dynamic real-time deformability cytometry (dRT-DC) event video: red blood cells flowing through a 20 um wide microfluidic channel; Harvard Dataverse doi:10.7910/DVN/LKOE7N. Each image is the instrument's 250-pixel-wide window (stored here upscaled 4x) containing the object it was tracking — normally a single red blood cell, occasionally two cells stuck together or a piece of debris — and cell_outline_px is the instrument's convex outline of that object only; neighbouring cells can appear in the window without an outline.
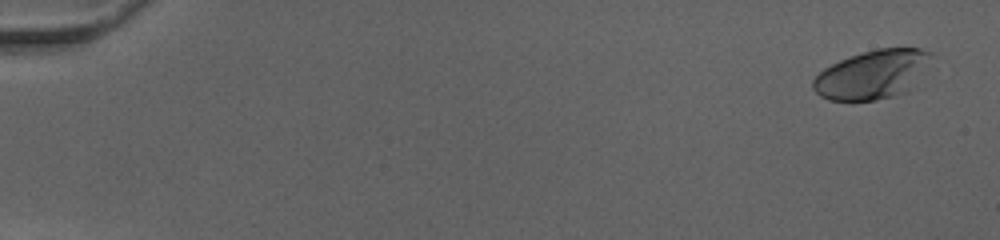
{"species": "human", "species_latin": "Homo sapiens", "temperature_condition": "cold", "stored_images_in_passage": 53, "camera_frame_rate_fps": 3000, "um_per_image_px": 0.085, "donor": {"sex": "female"}, "frame": {"image": 1, "passage_image": 3, "time_ms": 0.667, "image_size_px": [1000, 240], "cell_outline_px": [[932, 56], [928, 68], [908, 92], [876, 100], [828, 100], [820, 96], [812, 88], [812, 80], [824, 68], [840, 60], [876, 48], [920, 48], [932, 52]], "centroid_in_image_um": [74.18, 6.33], "position_along_channel_um": 10.8, "area_um2": 33.76}}
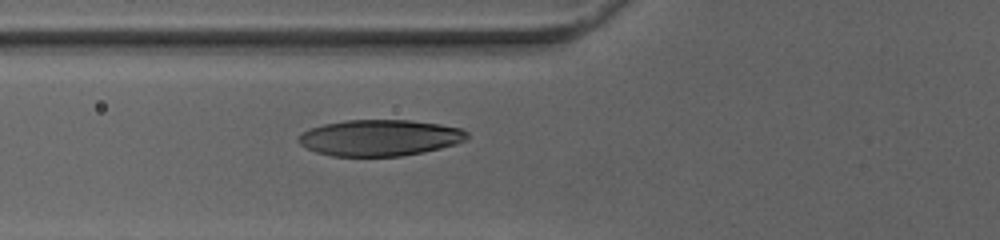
{"frame": {"image": 2, "passage_image": 22, "time_ms": 7.0, "image_size_px": [1000, 240], "cell_outline_px": [[468, 140], [456, 144], [424, 152], [400, 156], [332, 156], [316, 152], [300, 144], [296, 140], [296, 136], [300, 132], [308, 128], [324, 124], [348, 120], [408, 120], [440, 124], [460, 128], [468, 132]], "centroid_in_image_um": [32.26, 11.71], "position_along_channel_um": 93.5, "area_um2": 35.84}}
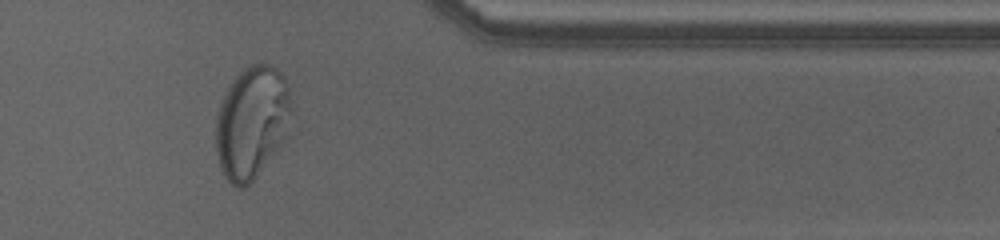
{"frame": {"image": 3, "passage_image": 45, "time_ms": 14.667, "image_size_px": [1000, 240], "cell_outline_px": [[292, 108], [288, 136], [276, 152], [256, 176], [244, 188], [236, 188], [224, 176], [216, 152], [216, 112], [220, 100], [236, 76], [244, 68], [252, 64], [268, 64], [276, 68], [284, 76], [288, 84]], "centroid_in_image_um": [21.42, 10.4], "position_along_channel_um": 390.0, "area_um2": 49.94}, "authors_computed_cell_mechanics": {"area_um2": 36.0094, "velocity_mm_per_s": 4.0091, "shape_relaxation_time_tau1_ms": 4.6722, "shape_relaxation_time_tau2_ms": null, "deformation_change_tau1": 0.2247, "deformation_change_tau2": null}}